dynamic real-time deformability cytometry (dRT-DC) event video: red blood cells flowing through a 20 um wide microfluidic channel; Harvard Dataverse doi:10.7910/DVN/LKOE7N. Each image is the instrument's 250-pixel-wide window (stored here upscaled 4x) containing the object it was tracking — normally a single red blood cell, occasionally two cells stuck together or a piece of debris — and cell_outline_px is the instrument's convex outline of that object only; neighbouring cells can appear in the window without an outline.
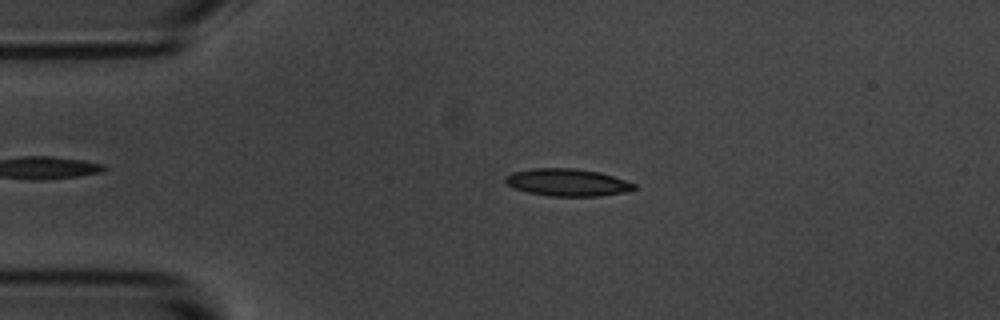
{"species": "common noctule bat (a hibernating species)", "species_latin": "Nyctalus noctula", "temperature_condition": "room temperature", "stored_images_in_passage": 49, "camera_frame_rate_fps": 3000, "um_per_image_px": 0.085, "animal": {"sex": "male", "body_mass_g": 20.1, "forearm_length_mm": 53.5}, "frame": {"image": 1, "passage_image": 11, "time_ms": 3.333, "image_size_px": [1000, 320], "cell_outline_px": [[636, 188], [624, 192], [600, 196], [548, 196], [528, 192], [516, 188], [508, 184], [504, 180], [504, 176], [512, 172], [532, 168], [576, 168], [600, 172], [636, 184]], "centroid_in_image_um": [48.21, 15.5], "position_along_channel_um": 36.8, "area_um2": 20.46}}
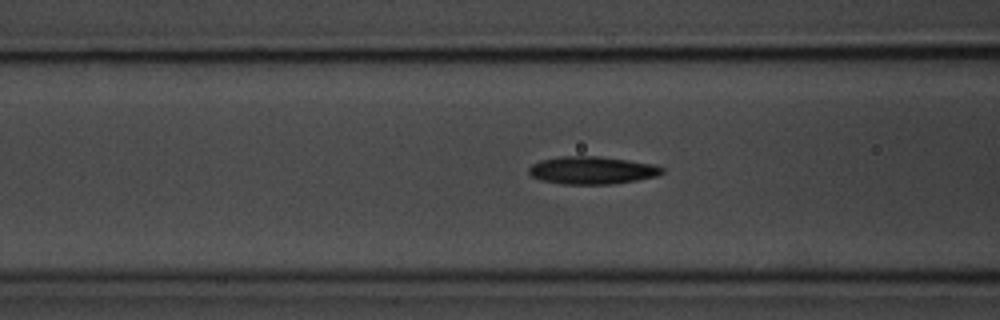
{"frame": {"image": 2, "passage_image": 20, "time_ms": 6.333, "image_size_px": [1000, 320], "cell_outline_px": [[664, 172], [656, 176], [636, 180], [612, 184], [560, 184], [540, 180], [532, 176], [528, 172], [528, 168], [532, 164], [540, 160], [560, 156], [596, 156], [628, 160], [656, 164], [664, 168]], "centroid_in_image_um": [50.31, 14.47], "position_along_channel_um": 116.3, "area_um2": 21.62}}
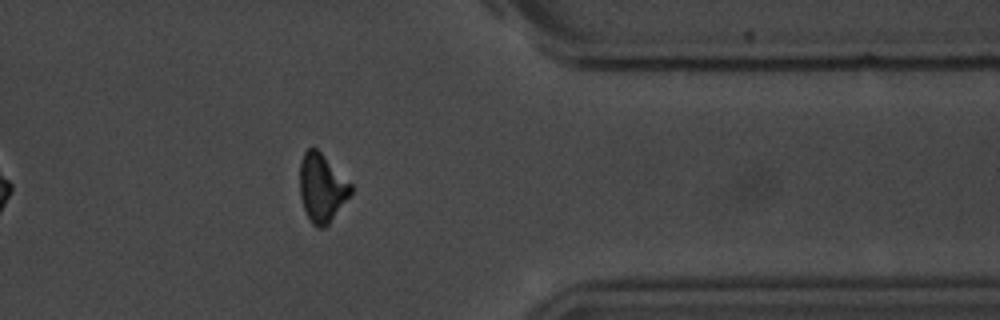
{"frame": {"image": 3, "passage_image": 43, "time_ms": 14.0, "image_size_px": [1000, 320], "cell_outline_px": [[352, 192], [328, 224], [324, 228], [316, 228], [312, 224], [304, 208], [300, 196], [300, 160], [304, 152], [308, 148], [316, 148], [352, 184]], "centroid_in_image_um": [27.34, 15.97], "position_along_channel_um": 384.1, "area_um2": 20.06}, "authors_computed_cell_mechanics": {"area_um2": 20.2878, "velocity_mm_per_s": 3.6694, "shape_relaxation_time_tau1_ms": 3.2778, "shape_relaxation_time_tau2_ms": 5.9981, "deformation_change_tau1": 0.1446, "deformation_change_tau2": 0.1343}}